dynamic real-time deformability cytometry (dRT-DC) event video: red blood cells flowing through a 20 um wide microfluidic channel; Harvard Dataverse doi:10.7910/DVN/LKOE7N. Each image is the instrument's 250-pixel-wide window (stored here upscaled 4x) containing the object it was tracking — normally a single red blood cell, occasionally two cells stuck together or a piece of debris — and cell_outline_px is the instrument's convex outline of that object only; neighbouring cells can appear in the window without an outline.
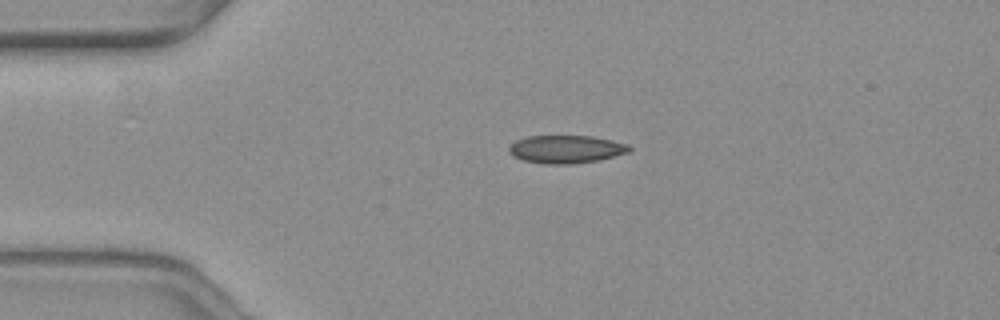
{"species": "common noctule bat (a hibernating species)", "species_latin": "Nyctalus noctula", "temperature_condition": "warm", "stored_images_in_passage": 4, "camera_frame_rate_fps": 3000, "um_per_image_px": 0.085, "animal": {"sex": "female", "body_mass_g": 19.3, "forearm_length_mm": 54.1}, "frame": {"image": 1, "passage_image": 1, "time_ms": 0.0, "image_size_px": [1000, 320], "cell_outline_px": [[632, 148], [628, 152], [596, 160], [568, 164], [544, 164], [524, 160], [512, 156], [508, 152], [508, 148], [516, 140], [528, 136], [592, 136], [612, 140], [628, 144]], "centroid_in_image_um": [48.08, 12.67], "position_along_channel_um": 36.9, "area_um2": 19.42}}